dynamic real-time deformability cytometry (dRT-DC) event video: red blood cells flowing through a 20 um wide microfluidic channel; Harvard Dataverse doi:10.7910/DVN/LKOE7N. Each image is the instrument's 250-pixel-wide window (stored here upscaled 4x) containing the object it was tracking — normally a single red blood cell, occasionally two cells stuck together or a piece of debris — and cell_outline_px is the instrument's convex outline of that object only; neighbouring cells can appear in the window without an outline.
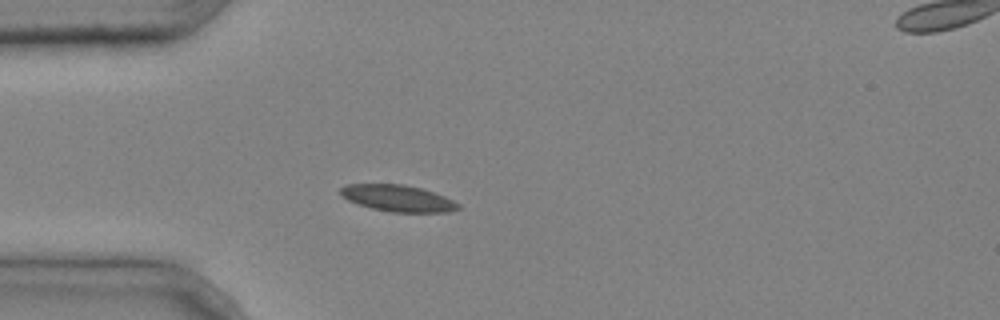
{"species": "common noctule bat (a hibernating species)", "species_latin": "Nyctalus noctula", "temperature_condition": "cold", "stored_images_in_passage": 4, "camera_frame_rate_fps": 3000, "um_per_image_px": 0.085, "animal": {"sex": "male", "body_mass_g": 20.4}, "frame": {"image": 1, "passage_image": 4, "time_ms": 1.0, "image_size_px": [1000, 320], "cell_outline_px": [[460, 208], [448, 212], [392, 212], [372, 208], [348, 200], [340, 196], [340, 188], [348, 184], [404, 184], [420, 188], [444, 196], [460, 204]], "centroid_in_image_um": [33.81, 16.85], "position_along_channel_um": 51.2, "area_um2": 18.03}}